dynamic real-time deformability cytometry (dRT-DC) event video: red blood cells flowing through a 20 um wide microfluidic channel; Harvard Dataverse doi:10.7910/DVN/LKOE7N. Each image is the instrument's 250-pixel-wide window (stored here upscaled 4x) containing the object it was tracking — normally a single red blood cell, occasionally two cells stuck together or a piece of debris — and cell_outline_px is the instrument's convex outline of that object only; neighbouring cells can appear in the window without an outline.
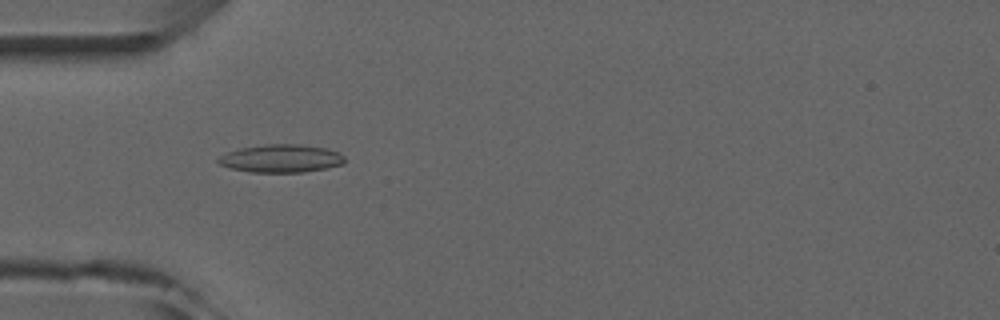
{"species": "common noctule bat (a hibernating species)", "species_latin": "Nyctalus noctula", "temperature_condition": "room temperature", "stored_images_in_passage": 5, "camera_frame_rate_fps": 3000, "um_per_image_px": 0.085, "animal": {"sex": "male", "forearm_length_mm": 52.5}, "frame": {"image": 1, "passage_image": 4, "time_ms": 3.333, "image_size_px": [1000, 320], "cell_outline_px": [[344, 164], [304, 172], [252, 172], [232, 168], [220, 164], [216, 160], [220, 156], [228, 152], [240, 148], [268, 144], [300, 144], [324, 148], [340, 152], [344, 156]], "centroid_in_image_um": [23.91, 13.46], "position_along_channel_um": 61.1, "area_um2": 20.4}}
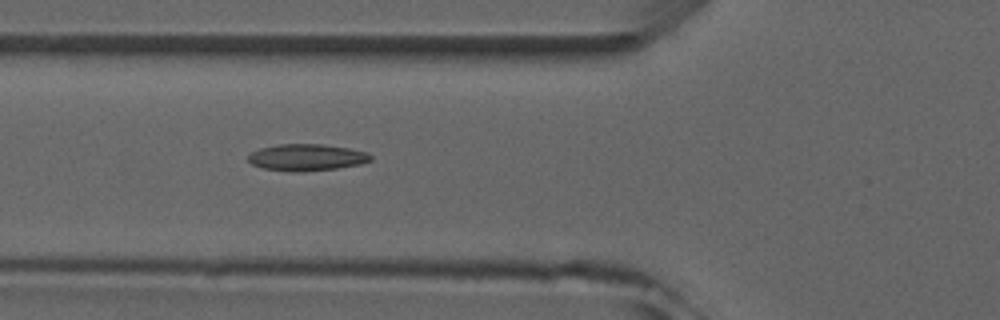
{"frame": {"image": 2, "passage_image": 5, "time_ms": 4.333, "image_size_px": [1000, 320], "cell_outline_px": [[372, 160], [360, 164], [336, 168], [300, 172], [288, 172], [264, 168], [252, 164], [248, 160], [248, 156], [252, 152], [260, 148], [276, 144], [324, 144], [348, 148], [368, 152], [372, 156]], "centroid_in_image_um": [26.07, 13.37], "position_along_channel_um": 99.7, "area_um2": 19.13}}